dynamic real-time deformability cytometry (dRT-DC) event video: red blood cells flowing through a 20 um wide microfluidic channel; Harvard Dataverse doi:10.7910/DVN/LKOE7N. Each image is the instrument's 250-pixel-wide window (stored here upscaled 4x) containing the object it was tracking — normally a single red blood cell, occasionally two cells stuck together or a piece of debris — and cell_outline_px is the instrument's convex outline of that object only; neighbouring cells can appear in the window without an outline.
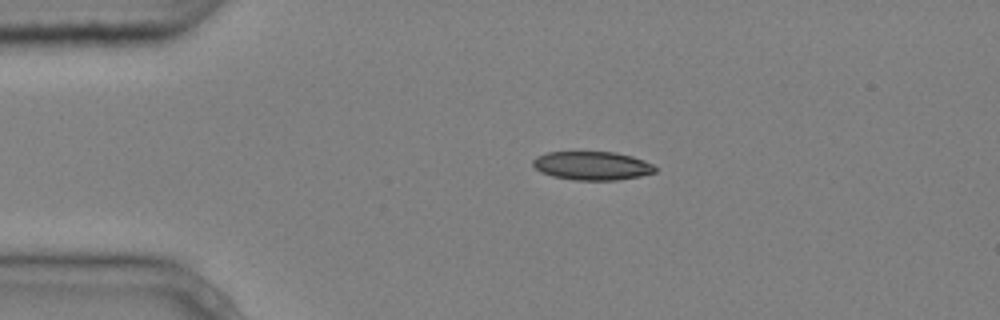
{"species": "common noctule bat (a hibernating species)", "species_latin": "Nyctalus noctula", "temperature_condition": "cold", "stored_images_in_passage": 2, "camera_frame_rate_fps": 3000, "um_per_image_px": 0.085, "animal": {"sex": "male", "body_mass_g": 20.4}, "frame": {"image": 1, "passage_image": 1, "time_ms": 0.0, "image_size_px": [1000, 320], "cell_outline_px": [[656, 172], [640, 176], [616, 180], [572, 180], [552, 176], [540, 172], [532, 164], [532, 160], [536, 156], [548, 152], [616, 152], [632, 156], [644, 160], [652, 164], [656, 168]], "centroid_in_image_um": [50.32, 14.09], "position_along_channel_um": 34.7, "area_um2": 20.46}}